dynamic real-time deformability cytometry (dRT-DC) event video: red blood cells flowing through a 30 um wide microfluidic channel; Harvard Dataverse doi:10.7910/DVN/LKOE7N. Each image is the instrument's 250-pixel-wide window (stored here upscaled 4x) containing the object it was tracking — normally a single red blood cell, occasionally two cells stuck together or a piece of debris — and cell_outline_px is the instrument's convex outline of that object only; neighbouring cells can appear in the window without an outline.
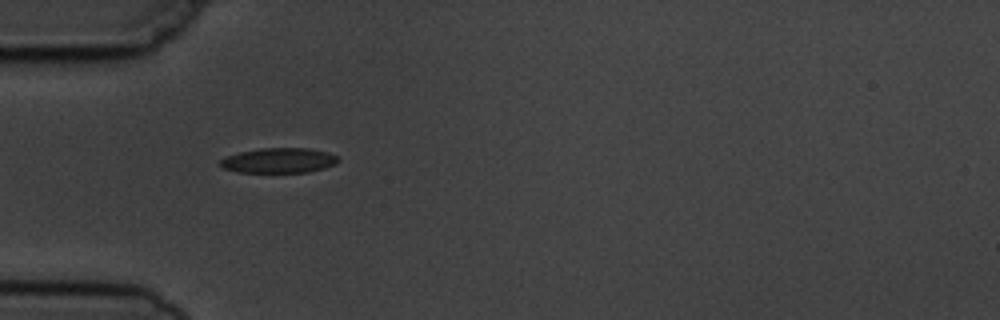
{"species": "common noctule bat (a hibernating species)", "species_latin": "Nyctalus noctula", "temperature_condition": "cold", "stored_images_in_passage": 2, "camera_frame_rate_fps": 3000, "um_per_image_px": 0.085, "animal": {"sex": "male", "body_mass_g": 19.5, "forearm_length_mm": 54.6}, "frame": {"image": 1, "passage_image": 1, "time_ms": 0.0, "image_size_px": [1000, 320], "cell_outline_px": [[340, 160], [336, 164], [324, 168], [308, 172], [240, 172], [224, 168], [220, 164], [220, 160], [224, 156], [240, 152], [260, 148], [308, 148], [328, 152], [336, 156]], "centroid_in_image_um": [23.72, 13.63], "position_along_channel_um": 61.3, "area_um2": 17.17}}
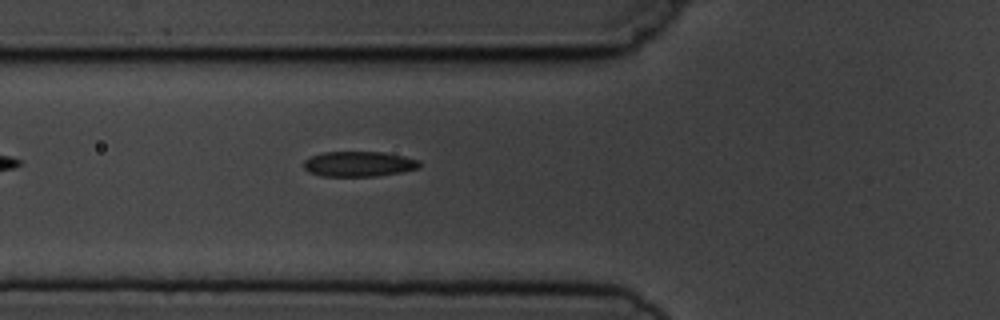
{"frame": {"image": 2, "passage_image": 2, "time_ms": 1.0, "image_size_px": [1000, 320], "cell_outline_px": [[420, 168], [400, 172], [376, 176], [320, 176], [308, 172], [304, 168], [304, 160], [312, 156], [324, 152], [384, 152], [404, 156], [420, 160]], "centroid_in_image_um": [30.5, 13.94], "position_along_channel_um": 95.3, "area_um2": 17.05}}